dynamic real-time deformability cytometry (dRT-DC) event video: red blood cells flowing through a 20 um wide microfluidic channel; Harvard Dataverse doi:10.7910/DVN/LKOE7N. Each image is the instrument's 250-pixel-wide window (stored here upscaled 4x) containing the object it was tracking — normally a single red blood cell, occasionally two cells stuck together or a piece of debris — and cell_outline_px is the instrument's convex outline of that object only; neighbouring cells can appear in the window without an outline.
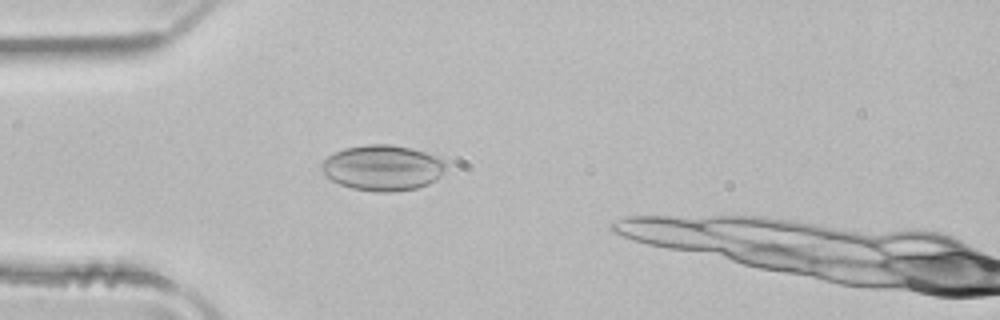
{"species": "common noctule bat (a hibernating species)", "species_latin": "Nyctalus noctula", "temperature_condition": "room temperature", "stored_images_in_passage": 32, "camera_frame_rate_fps": 3000, "um_per_image_px": 0.085, "animal": {"sex": "male", "body_mass_g": 21.5, "forearm_length_mm": 52.0}, "frame": {"image": 1, "passage_image": 1, "time_ms": 0.0, "image_size_px": [1000, 320], "cell_outline_px": [[448, 164], [440, 176], [428, 184], [416, 188], [392, 192], [376, 192], [352, 188], [340, 184], [324, 176], [320, 168], [320, 164], [328, 156], [344, 148], [368, 144], [388, 144], [412, 148], [424, 152], [444, 160]], "centroid_in_image_um": [32.5, 14.26], "position_along_channel_um": 52.5, "area_um2": 33.06}}
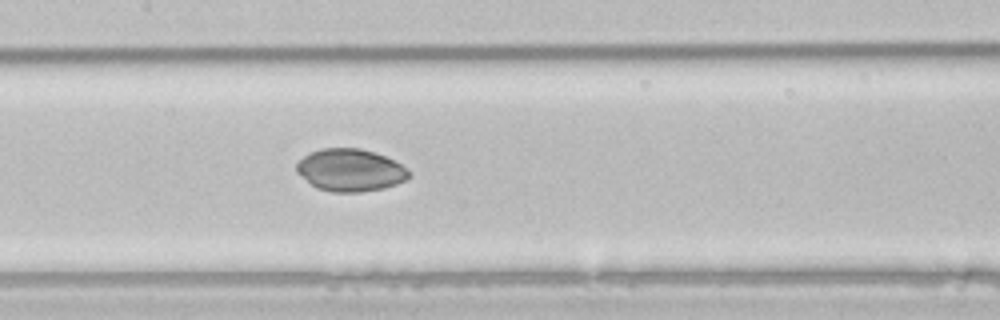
{"frame": {"image": 2, "passage_image": 11, "time_ms": 3.333, "image_size_px": [1000, 320], "cell_outline_px": [[412, 172], [404, 180], [396, 184], [384, 188], [360, 192], [332, 192], [316, 188], [296, 172], [296, 164], [304, 156], [320, 148], [360, 148], [384, 156], [400, 164]], "centroid_in_image_um": [29.75, 14.47], "position_along_channel_um": 177.7, "area_um2": 27.57}}
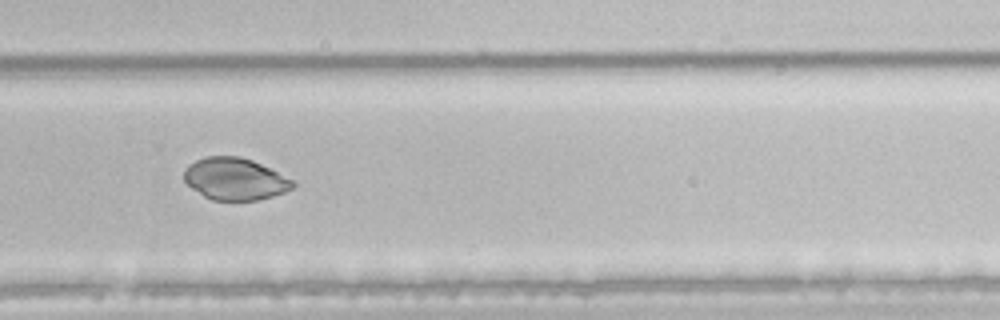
{"frame": {"image": 3, "passage_image": 21, "time_ms": 6.667, "image_size_px": [1000, 320], "cell_outline_px": [[296, 184], [292, 188], [284, 192], [272, 196], [256, 200], [212, 200], [204, 196], [192, 188], [184, 180], [184, 172], [188, 164], [204, 156], [240, 156], [252, 160], [292, 180]], "centroid_in_image_um": [19.93, 15.2], "position_along_channel_um": 309.9, "area_um2": 26.36}, "authors_computed_cell_mechanics": {"area_um2": 27.6284, "velocity_mm_per_s": 3.9815, "shape_relaxation_time_tau1_ms": 3.3394, "shape_relaxation_time_tau2_ms": null, "deformation_change_tau1": 0.0251, "deformation_change_tau2": null}}